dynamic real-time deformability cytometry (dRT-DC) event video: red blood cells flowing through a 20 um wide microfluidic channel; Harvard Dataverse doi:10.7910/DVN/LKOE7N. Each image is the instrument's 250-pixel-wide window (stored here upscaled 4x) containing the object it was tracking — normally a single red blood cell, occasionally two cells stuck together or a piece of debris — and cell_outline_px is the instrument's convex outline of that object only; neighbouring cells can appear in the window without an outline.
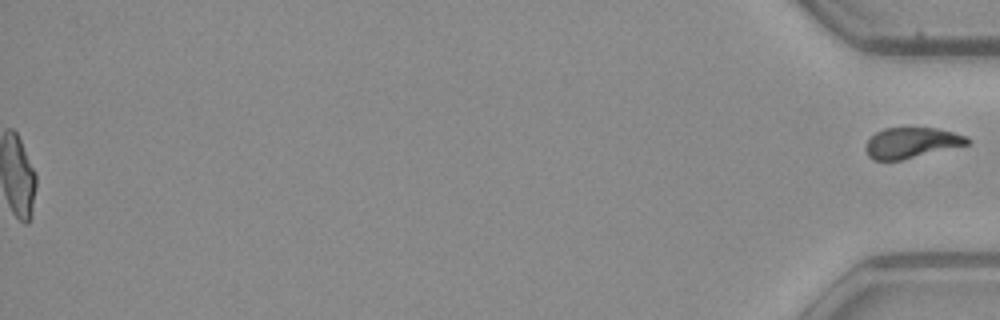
{"species": "common noctule bat (a hibernating species)", "species_latin": "Nyctalus noctula", "temperature_condition": "warm", "stored_images_in_passage": 53, "segment_of_instrument_passage": [2, 2], "camera_frame_rate_fps": 3000, "um_per_image_px": 0.085, "animal": {"sex": "male", "body_mass_g": 23.1, "forearm_length_mm": 52.7}, "frame": {"image": 1, "passage_image": 53, "time_ms": 17.333, "image_size_px": [1000, 320], "cell_outline_px": [[972, 140], [968, 144], [900, 160], [872, 160], [868, 156], [864, 148], [868, 140], [876, 132], [884, 128], [936, 128], [968, 136]], "centroid_in_image_um": [77.46, 12.13], "position_along_channel_um": 357.7, "area_um2": 17.98}}